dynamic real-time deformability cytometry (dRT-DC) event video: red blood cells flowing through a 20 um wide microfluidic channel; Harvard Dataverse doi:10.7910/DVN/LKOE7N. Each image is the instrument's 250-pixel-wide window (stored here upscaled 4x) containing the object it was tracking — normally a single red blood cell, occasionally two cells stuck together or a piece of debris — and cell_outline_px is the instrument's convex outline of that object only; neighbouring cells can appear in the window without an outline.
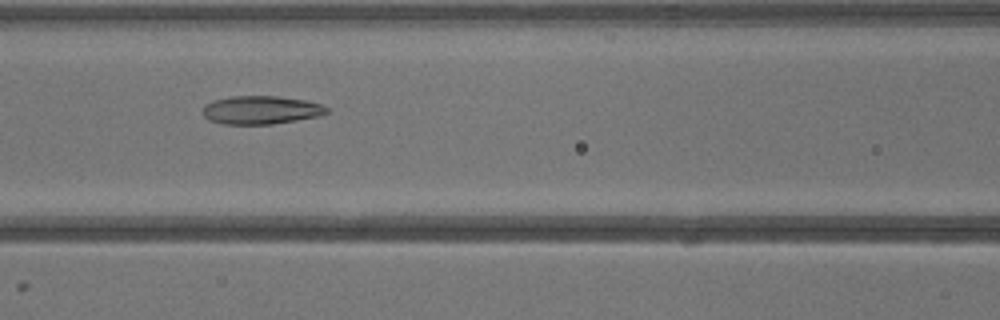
{"species": "common noctule bat (a hibernating species)", "species_latin": "Nyctalus noctula", "temperature_condition": "warm", "stored_images_in_passage": 40, "camera_frame_rate_fps": 3000, "um_per_image_px": 0.085, "animal": {"sex": "male", "body_mass_g": 13.3}, "frame": {"image": 1, "passage_image": 18, "time_ms": 5.667, "image_size_px": [1000, 320], "cell_outline_px": [[332, 112], [320, 116], [272, 124], [224, 124], [208, 120], [200, 112], [204, 104], [212, 100], [232, 96], [276, 96], [304, 100], [320, 104], [328, 108]], "centroid_in_image_um": [22.15, 9.35], "position_along_channel_um": 144.4, "area_um2": 20.69}}
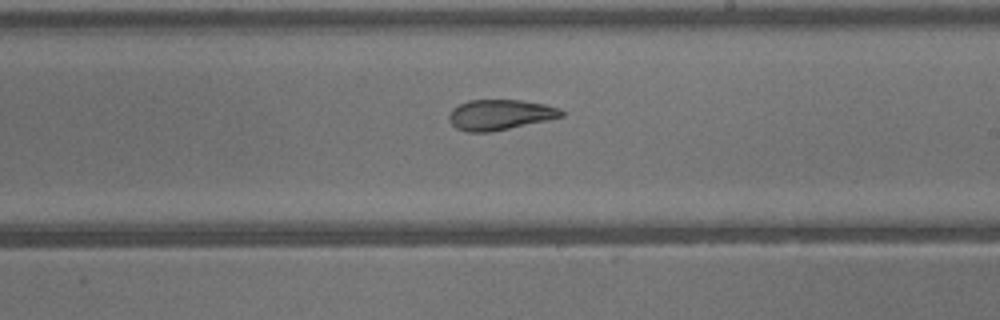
{"frame": {"image": 2, "passage_image": 24, "time_ms": 7.667, "image_size_px": [1000, 320], "cell_outline_px": [[564, 116], [548, 120], [492, 132], [468, 132], [456, 128], [448, 120], [448, 116], [452, 108], [468, 100], [520, 100], [544, 104], [560, 108], [564, 112]], "centroid_in_image_um": [42.49, 9.75], "position_along_channel_um": 246.5, "area_um2": 20.0}}
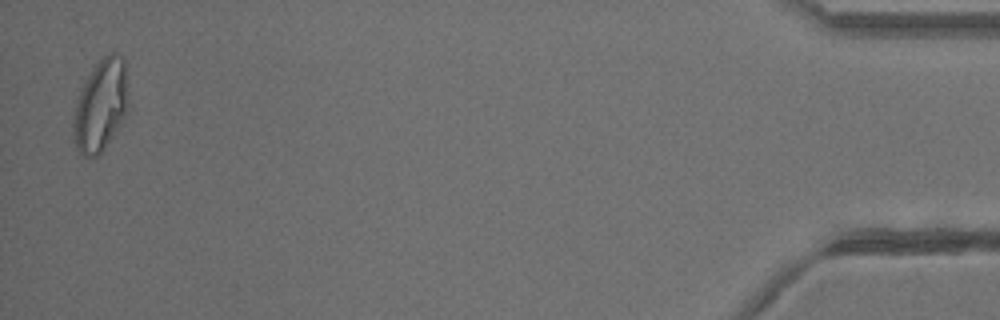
{"frame": {"image": 3, "passage_image": 40, "time_ms": 13.0, "image_size_px": [1000, 320], "cell_outline_px": [[128, 108], [120, 124], [100, 156], [84, 156], [76, 148], [72, 140], [72, 120], [76, 100], [88, 76], [96, 64], [108, 52], [116, 52], [124, 60], [128, 92]], "centroid_in_image_um": [8.54, 8.99], "position_along_channel_um": 426.7, "area_um2": 29.59}}